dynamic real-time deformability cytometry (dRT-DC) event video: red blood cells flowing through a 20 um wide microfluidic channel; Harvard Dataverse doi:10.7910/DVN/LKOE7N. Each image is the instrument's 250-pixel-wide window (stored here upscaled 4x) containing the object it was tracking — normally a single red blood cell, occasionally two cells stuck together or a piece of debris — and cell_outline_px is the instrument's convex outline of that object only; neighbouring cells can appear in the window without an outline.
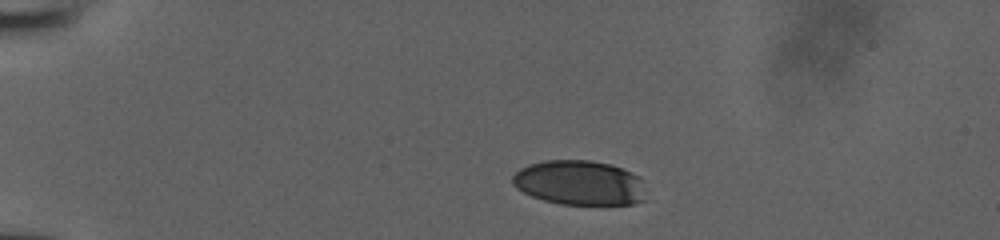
{"species": "human", "species_latin": "Homo sapiens", "temperature_condition": "room temperature", "stored_images_in_passage": 33, "camera_frame_rate_fps": 3000, "um_per_image_px": 0.085, "donor": {"sex": "male"}, "frame": {"image": 1, "passage_image": 1, "time_ms": 0.0, "image_size_px": [1000, 240], "cell_outline_px": [[644, 200], [632, 204], [560, 204], [544, 200], [532, 196], [516, 188], [512, 184], [512, 176], [520, 168], [528, 164], [544, 160], [588, 160], [612, 164], [632, 172], [640, 176]], "centroid_in_image_um": [49.22, 15.52], "position_along_channel_um": 35.8, "area_um2": 34.74}}
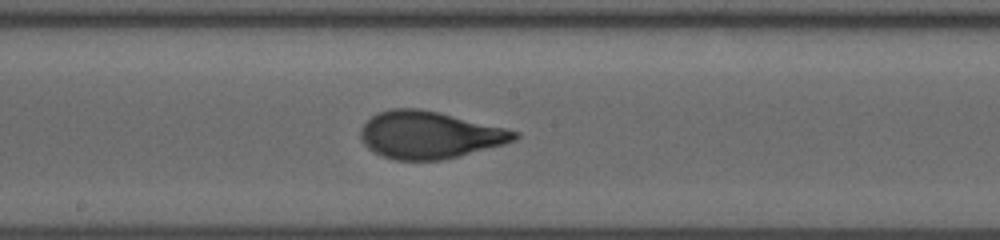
{"frame": {"image": 2, "passage_image": 19, "time_ms": 6.0, "image_size_px": [1000, 240], "cell_outline_px": [[520, 136], [516, 140], [504, 144], [440, 160], [396, 160], [384, 156], [368, 148], [360, 140], [360, 128], [372, 116], [380, 112], [392, 108], [420, 108], [440, 112], [520, 132]], "centroid_in_image_um": [36.49, 11.46], "position_along_channel_um": 211.7, "area_um2": 42.08}}
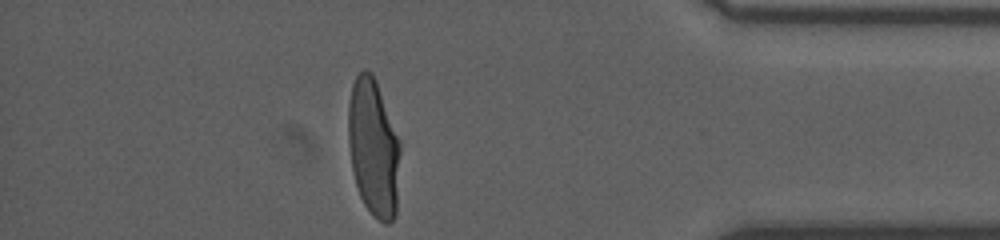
{"frame": {"image": 3, "passage_image": 33, "time_ms": 10.667, "image_size_px": [1000, 240], "cell_outline_px": [[400, 152], [396, 216], [388, 224], [384, 224], [372, 216], [364, 204], [360, 196], [356, 184], [352, 168], [348, 140], [348, 104], [352, 84], [356, 76], [364, 68], [372, 72], [376, 80], [400, 140]], "centroid_in_image_um": [31.75, 12.57], "position_along_channel_um": 403.5, "area_um2": 42.02}}